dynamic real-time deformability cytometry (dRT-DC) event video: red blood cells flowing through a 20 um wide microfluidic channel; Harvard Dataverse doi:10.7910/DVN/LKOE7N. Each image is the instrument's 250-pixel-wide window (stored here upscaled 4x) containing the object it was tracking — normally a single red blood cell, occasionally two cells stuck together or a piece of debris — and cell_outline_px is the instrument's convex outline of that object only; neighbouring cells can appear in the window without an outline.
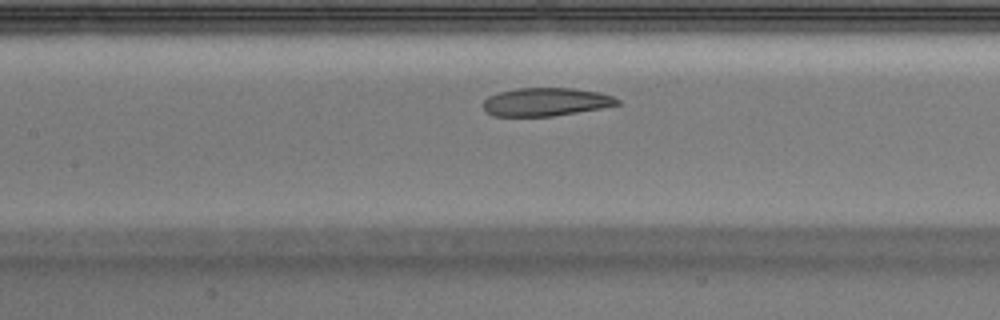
{"species": "Egyptian fruit bat (a non-hibernating species)", "species_latin": "Rousettus aegyptiacus", "temperature_condition": "warm", "stored_images_in_passage": 34, "camera_frame_rate_fps": 3000, "um_per_image_px": 0.085, "animal": {"sex": "male"}, "frame": {"image": 1, "passage_image": 15, "time_ms": 4.667, "image_size_px": [1000, 320], "cell_outline_px": [[620, 104], [600, 108], [552, 116], [492, 116], [484, 112], [484, 100], [488, 96], [500, 92], [516, 88], [572, 88], [600, 92], [612, 96], [620, 100]], "centroid_in_image_um": [46.37, 8.66], "position_along_channel_um": 161.0, "area_um2": 22.02}}